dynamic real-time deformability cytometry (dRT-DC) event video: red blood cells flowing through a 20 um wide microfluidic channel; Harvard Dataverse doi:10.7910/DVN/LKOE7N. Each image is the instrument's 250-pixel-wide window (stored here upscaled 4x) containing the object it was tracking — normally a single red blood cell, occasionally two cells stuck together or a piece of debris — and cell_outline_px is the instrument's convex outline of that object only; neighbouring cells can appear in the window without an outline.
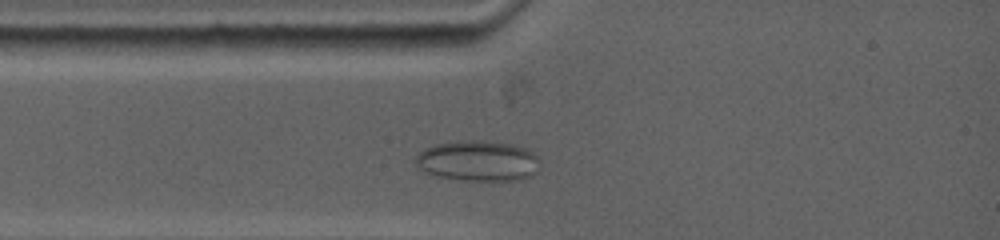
{"species": "common noctule bat (a hibernating species)", "species_latin": "Nyctalus noctula", "temperature_condition": "warm", "stored_images_in_passage": 14, "camera_frame_rate_fps": 5000, "um_per_image_px": 0.085, "animal": {"sex": "female", "body_mass_g": 19.0, "forearm_length_mm": 53.3}, "frame": {"image": 1, "passage_image": 4, "time_ms": 1.4, "image_size_px": [1000, 240], "cell_outline_px": [[536, 172], [520, 180], [460, 180], [440, 176], [428, 172], [420, 168], [416, 164], [416, 156], [424, 148], [436, 144], [476, 140], [508, 144], [524, 148], [532, 152], [536, 156]], "centroid_in_image_um": [40.6, 13.68], "position_along_channel_um": 44.4, "area_um2": 28.5}}
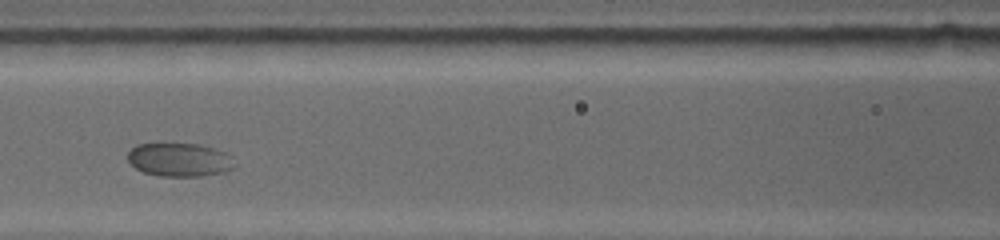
{"frame": {"image": 2, "passage_image": 10, "time_ms": 4.4, "image_size_px": [1000, 240], "cell_outline_px": [[236, 164], [232, 168], [224, 172], [204, 176], [160, 176], [144, 172], [136, 168], [128, 160], [128, 152], [136, 144], [164, 140], [200, 144], [216, 148], [228, 152], [232, 156]], "centroid_in_image_um": [15.27, 13.51], "position_along_channel_um": 151.3, "area_um2": 21.96}}
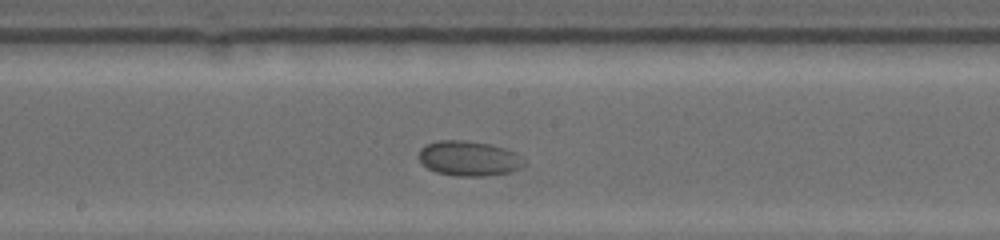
{"frame": {"image": 3, "passage_image": 13, "time_ms": 6.0, "image_size_px": [1000, 240], "cell_outline_px": [[528, 164], [520, 168], [508, 172], [484, 176], [456, 176], [436, 172], [428, 168], [416, 156], [420, 148], [424, 144], [440, 140], [464, 140], [492, 144], [516, 152], [524, 156], [528, 160]], "centroid_in_image_um": [39.89, 13.45], "position_along_channel_um": 208.3, "area_um2": 21.96}}